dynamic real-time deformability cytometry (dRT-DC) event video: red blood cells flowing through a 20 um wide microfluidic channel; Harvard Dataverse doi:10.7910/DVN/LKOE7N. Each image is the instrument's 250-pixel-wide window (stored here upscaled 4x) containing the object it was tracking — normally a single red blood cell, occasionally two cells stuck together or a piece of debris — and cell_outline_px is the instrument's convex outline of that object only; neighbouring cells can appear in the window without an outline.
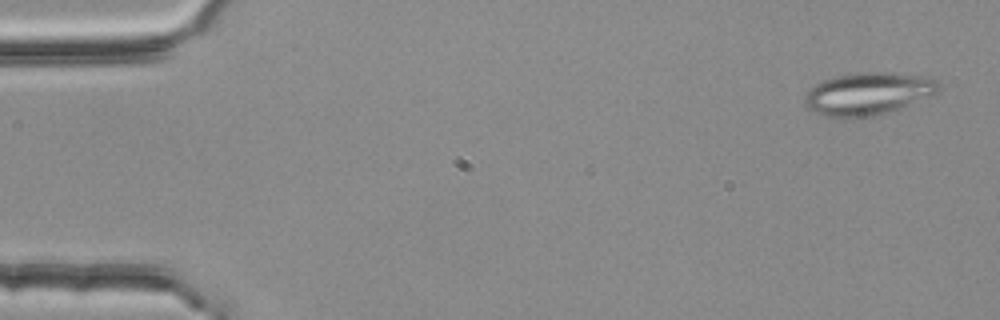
{"species": "common noctule bat (a hibernating species)", "species_latin": "Nyctalus noctula", "temperature_condition": "room temperature", "stored_images_in_passage": 4, "camera_frame_rate_fps": 3000, "um_per_image_px": 0.085, "animal": {"sex": "female", "body_mass_g": 25.1}, "frame": {"image": 1, "passage_image": 1, "time_ms": 0.0, "image_size_px": [1000, 320], "cell_outline_px": [[940, 92], [936, 96], [888, 112], [872, 116], [824, 116], [812, 112], [804, 104], [804, 96], [816, 84], [824, 80], [836, 76], [856, 72], [888, 72], [916, 76], [936, 80], [940, 84]], "centroid_in_image_um": [73.82, 7.96], "position_along_channel_um": 11.2, "area_um2": 33.06}}